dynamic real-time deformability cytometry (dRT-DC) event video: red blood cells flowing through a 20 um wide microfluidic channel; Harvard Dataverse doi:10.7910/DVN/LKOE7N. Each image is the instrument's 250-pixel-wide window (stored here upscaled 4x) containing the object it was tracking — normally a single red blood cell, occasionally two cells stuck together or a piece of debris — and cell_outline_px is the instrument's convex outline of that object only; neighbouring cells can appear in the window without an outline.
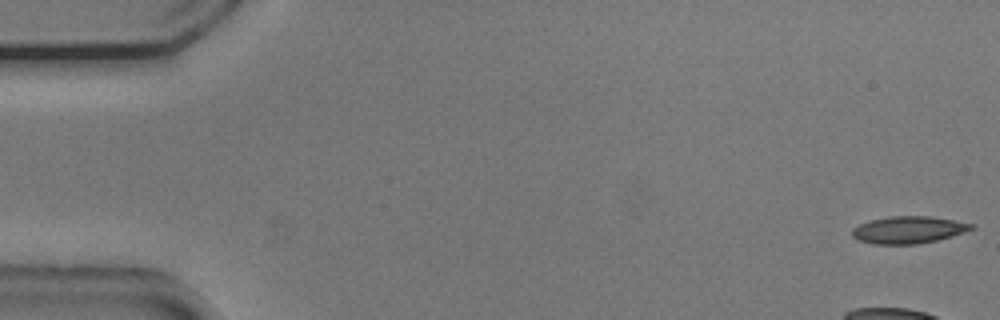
{"species": "common noctule bat (a hibernating species)", "species_latin": "Nyctalus noctula", "temperature_condition": "cold", "stored_images_in_passage": 56, "camera_frame_rate_fps": 3000, "um_per_image_px": 0.085, "animal": {"sex": "male", "body_mass_g": 20.5, "forearm_length_mm": 52.5}, "frame": {"image": 1, "passage_image": 1, "time_ms": 0.0, "image_size_px": [1000, 320], "cell_outline_px": [[976, 228], [952, 236], [936, 240], [916, 244], [872, 244], [860, 240], [852, 236], [852, 228], [860, 224], [872, 220], [888, 216], [928, 216], [976, 224]], "centroid_in_image_um": [77.24, 19.53], "position_along_channel_um": 7.8, "area_um2": 18.79}}